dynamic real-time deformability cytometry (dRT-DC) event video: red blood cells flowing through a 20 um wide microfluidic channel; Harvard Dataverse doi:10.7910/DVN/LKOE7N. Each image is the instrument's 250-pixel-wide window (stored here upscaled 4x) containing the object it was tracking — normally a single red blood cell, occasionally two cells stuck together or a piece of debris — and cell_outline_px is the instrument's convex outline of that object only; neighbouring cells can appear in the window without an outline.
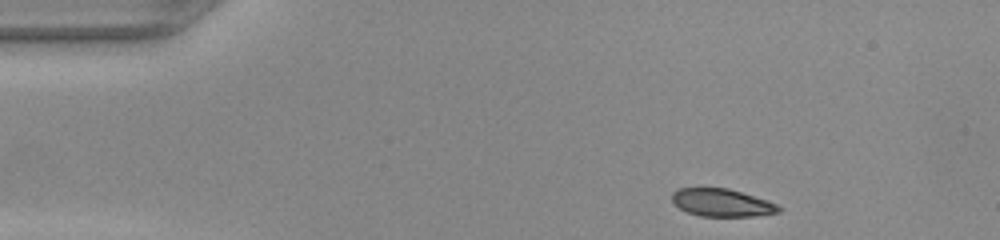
{"species": "common noctule bat (a hibernating species)", "species_latin": "Nyctalus noctula", "temperature_condition": "warm", "stored_images_in_passage": 35, "camera_frame_rate_fps": 3000, "um_per_image_px": 0.085, "animal": {"sex": "female", "body_mass_g": 22.0, "forearm_length_mm": 56.7}, "frame": {"image": 1, "passage_image": 1, "time_ms": 0.0, "image_size_px": [1000, 240], "cell_outline_px": [[780, 212], [752, 216], [700, 216], [688, 212], [680, 208], [672, 200], [672, 192], [676, 188], [728, 188], [768, 200], [776, 204], [780, 208]], "centroid_in_image_um": [61.34, 17.22], "position_along_channel_um": 23.7, "area_um2": 17.11}}
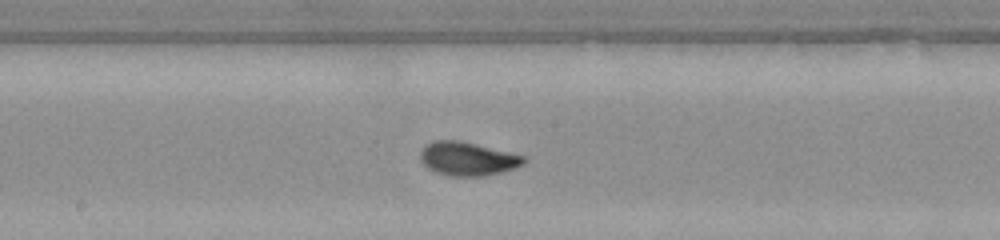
{"frame": {"image": 2, "passage_image": 20, "time_ms": 6.333, "image_size_px": [1000, 240], "cell_outline_px": [[528, 160], [524, 164], [516, 168], [484, 176], [448, 176], [436, 172], [428, 168], [420, 160], [420, 152], [428, 144], [436, 140], [460, 140], [524, 156]], "centroid_in_image_um": [39.76, 13.5], "position_along_channel_um": 208.4, "area_um2": 20.17}}
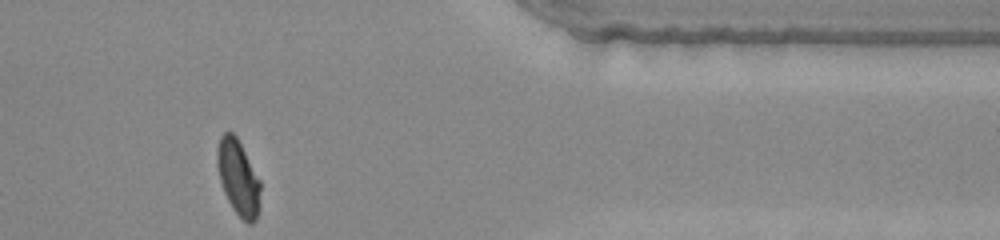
{"frame": {"image": 3, "passage_image": 35, "time_ms": 11.333, "image_size_px": [1000, 240], "cell_outline_px": [[260, 208], [256, 220], [252, 224], [248, 224], [232, 208], [224, 192], [220, 180], [216, 164], [216, 152], [220, 136], [224, 132], [232, 132], [236, 136], [260, 180]], "centroid_in_image_um": [20.25, 15.11], "position_along_channel_um": 391.2, "area_um2": 19.02}}